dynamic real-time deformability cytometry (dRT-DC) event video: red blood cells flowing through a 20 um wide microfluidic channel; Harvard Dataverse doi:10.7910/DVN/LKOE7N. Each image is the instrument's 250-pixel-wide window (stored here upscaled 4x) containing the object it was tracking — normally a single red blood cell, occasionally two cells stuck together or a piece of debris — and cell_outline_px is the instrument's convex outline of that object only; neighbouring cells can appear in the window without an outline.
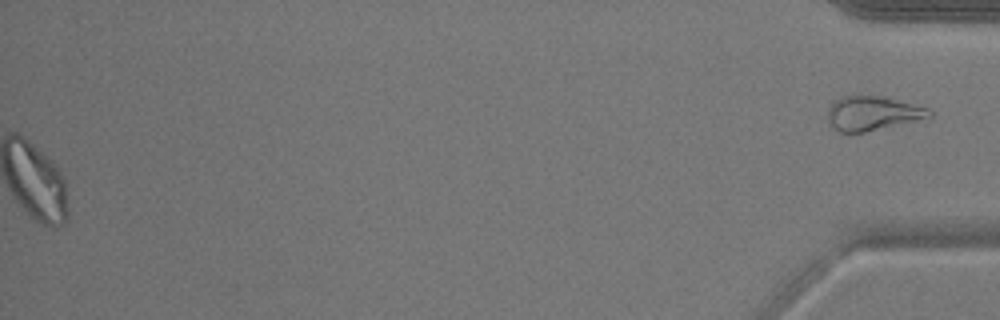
{"species": "common noctule bat (a hibernating species)", "species_latin": "Nyctalus noctula", "temperature_condition": "warm", "stored_images_in_passage": 51, "segment_of_instrument_passage": [2, 2], "camera_frame_rate_fps": 3000, "um_per_image_px": 0.085, "animal": {"sex": "male", "body_mass_g": 17.9}, "frame": {"image": 1, "passage_image": 51, "time_ms": 16.667, "image_size_px": [1000, 320], "cell_outline_px": [[932, 116], [928, 120], [864, 132], [840, 132], [832, 128], [828, 120], [828, 108], [840, 96], [884, 96], [928, 108], [932, 112]], "centroid_in_image_um": [74.24, 9.65], "position_along_channel_um": 361.0, "area_um2": 20.69}}